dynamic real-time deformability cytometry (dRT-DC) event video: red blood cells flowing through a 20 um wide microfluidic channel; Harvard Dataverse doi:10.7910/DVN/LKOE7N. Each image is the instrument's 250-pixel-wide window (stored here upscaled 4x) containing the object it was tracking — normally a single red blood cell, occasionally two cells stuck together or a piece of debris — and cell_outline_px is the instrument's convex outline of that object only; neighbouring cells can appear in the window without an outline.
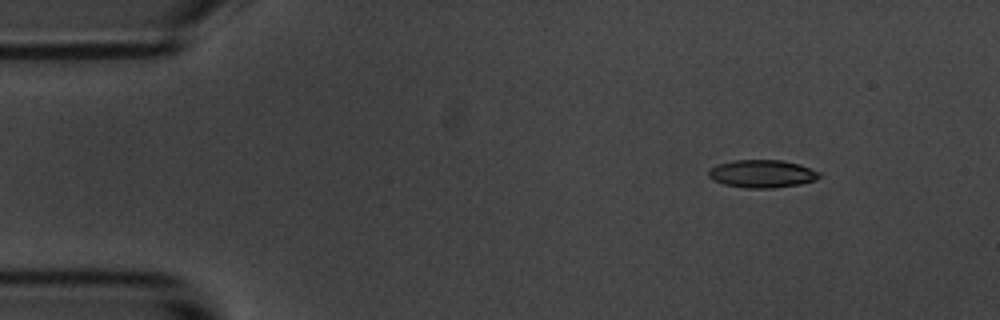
{"species": "common noctule bat (a hibernating species)", "species_latin": "Nyctalus noctula", "temperature_condition": "room temperature", "stored_images_in_passage": 6, "camera_frame_rate_fps": 3000, "um_per_image_px": 0.085, "animal": {"sex": "male", "body_mass_g": 20.1, "forearm_length_mm": 53.5}, "frame": {"image": 1, "passage_image": 1, "time_ms": 0.0, "image_size_px": [1000, 320], "cell_outline_px": [[820, 176], [816, 180], [800, 184], [772, 188], [748, 188], [724, 184], [712, 180], [708, 176], [708, 168], [720, 164], [736, 160], [784, 160], [800, 164], [820, 172]], "centroid_in_image_um": [64.78, 14.77], "position_along_channel_um": 20.2, "area_um2": 17.98}}
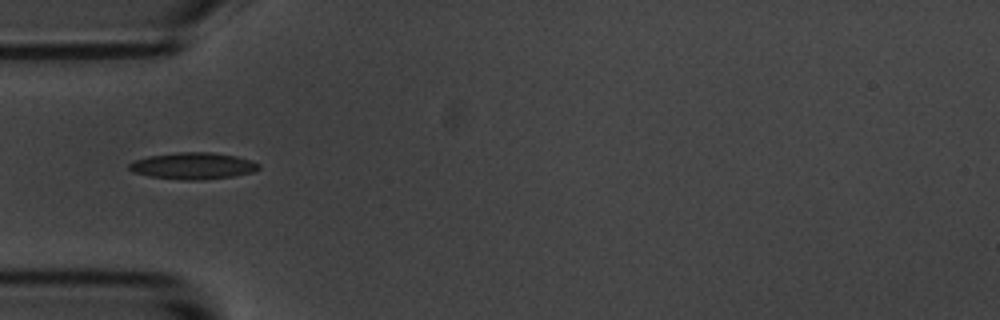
{"frame": {"image": 2, "passage_image": 4, "time_ms": 3.667, "image_size_px": [1000, 320], "cell_outline_px": [[260, 168], [252, 172], [232, 176], [204, 180], [184, 180], [148, 176], [132, 172], [128, 168], [128, 164], [136, 160], [148, 156], [176, 152], [212, 152], [236, 156], [252, 160], [260, 164]], "centroid_in_image_um": [16.4, 14.1], "position_along_channel_um": 68.6, "area_um2": 20.23}}
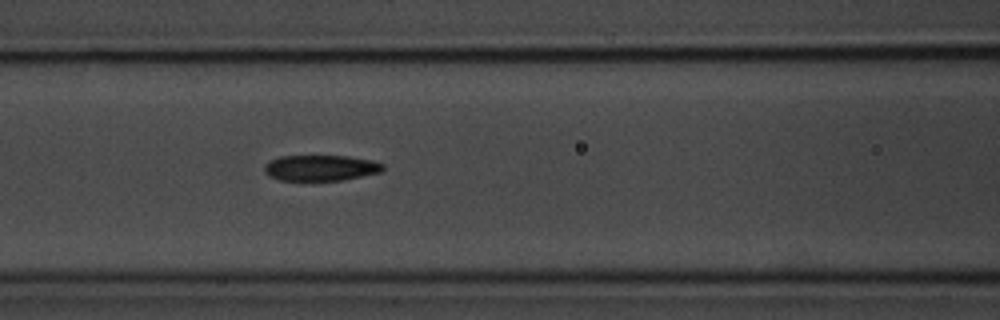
{"frame": {"image": 3, "passage_image": 6, "time_ms": 5.667, "image_size_px": [1000, 320], "cell_outline_px": [[384, 168], [380, 172], [340, 180], [280, 180], [268, 176], [264, 172], [264, 164], [268, 160], [280, 156], [348, 156], [372, 160], [384, 164]], "centroid_in_image_um": [27.2, 14.26], "position_along_channel_um": 139.4, "area_um2": 17.8}}